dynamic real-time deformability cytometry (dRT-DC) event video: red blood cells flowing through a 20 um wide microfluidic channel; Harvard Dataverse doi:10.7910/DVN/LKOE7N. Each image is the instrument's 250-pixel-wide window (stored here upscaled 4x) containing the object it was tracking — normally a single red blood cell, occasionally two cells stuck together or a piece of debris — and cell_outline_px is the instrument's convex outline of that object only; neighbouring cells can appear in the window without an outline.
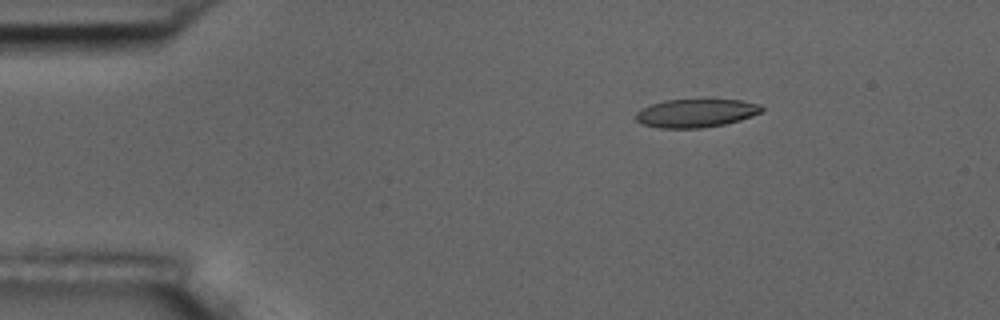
{"species": "common noctule bat (a hibernating species)", "species_latin": "Nyctalus noctula", "temperature_condition": "room temperature", "stored_images_in_passage": 5, "camera_frame_rate_fps": 3000, "um_per_image_px": 0.085, "animal": {"sex": "male", "body_mass_g": 17.5, "forearm_length_mm": 52.3}, "frame": {"image": 1, "passage_image": 3, "time_ms": 2.333, "image_size_px": [1000, 320], "cell_outline_px": [[764, 108], [760, 112], [752, 116], [740, 120], [724, 124], [700, 128], [660, 128], [640, 124], [636, 120], [636, 112], [640, 108], [664, 100], [740, 100], [760, 104]], "centroid_in_image_um": [59.12, 9.62], "position_along_channel_um": 25.9, "area_um2": 20.75}}
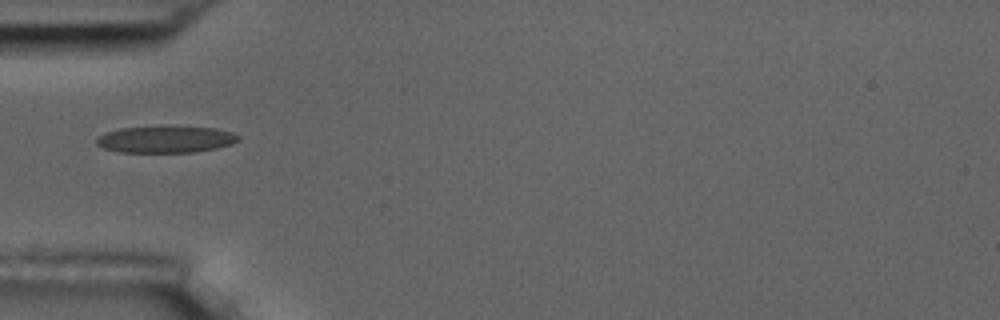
{"frame": {"image": 2, "passage_image": 5, "time_ms": 5.333, "image_size_px": [1000, 320], "cell_outline_px": [[240, 136], [232, 144], [216, 148], [196, 152], [116, 152], [104, 148], [96, 144], [96, 136], [104, 132], [120, 128], [216, 128], [232, 132]], "centroid_in_image_um": [14.03, 11.87], "position_along_channel_um": 71.0, "area_um2": 21.62}}